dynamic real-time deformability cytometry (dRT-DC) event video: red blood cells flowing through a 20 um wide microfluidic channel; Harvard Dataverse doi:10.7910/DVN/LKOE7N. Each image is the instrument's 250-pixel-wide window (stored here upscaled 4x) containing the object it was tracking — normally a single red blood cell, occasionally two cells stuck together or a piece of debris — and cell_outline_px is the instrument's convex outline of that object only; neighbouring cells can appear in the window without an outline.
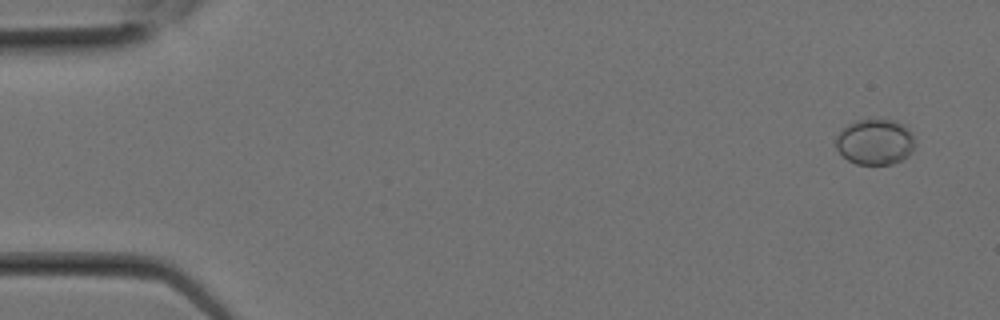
{"species": "Egyptian fruit bat (a non-hibernating species)", "species_latin": "Rousettus aegyptiacus", "temperature_condition": "room temperature", "stored_images_in_passage": 2, "camera_frame_rate_fps": 3000, "um_per_image_px": 0.085, "animal": {"sex": "female"}, "frame": {"image": 1, "passage_image": 1, "time_ms": 0.0, "image_size_px": [1000, 320], "cell_outline_px": [[912, 152], [908, 156], [892, 164], [856, 164], [848, 160], [836, 148], [836, 136], [848, 124], [856, 120], [896, 120], [912, 132]], "centroid_in_image_um": [74.36, 12.06], "position_along_channel_um": 10.6, "area_um2": 20.75}}